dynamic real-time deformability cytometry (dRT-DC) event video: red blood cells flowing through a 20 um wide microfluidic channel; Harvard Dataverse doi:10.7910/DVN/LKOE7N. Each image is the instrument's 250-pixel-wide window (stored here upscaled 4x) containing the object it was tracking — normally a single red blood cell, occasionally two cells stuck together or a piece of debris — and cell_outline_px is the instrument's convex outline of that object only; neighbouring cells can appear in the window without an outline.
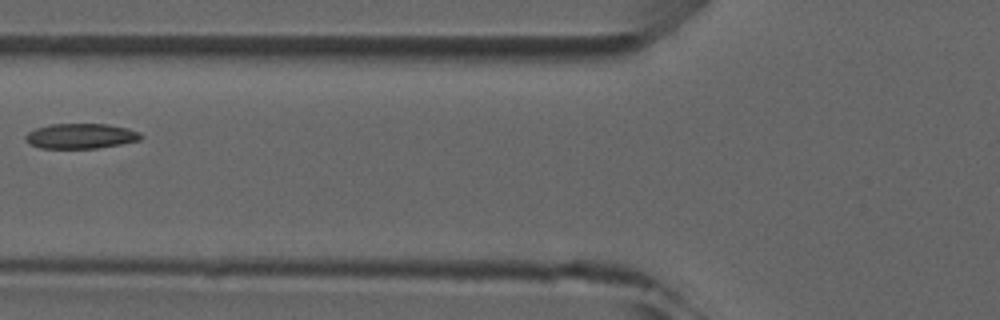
{"species": "common noctule bat (a hibernating species)", "species_latin": "Nyctalus noctula", "temperature_condition": "room temperature", "stored_images_in_passage": 5, "camera_frame_rate_fps": 3000, "um_per_image_px": 0.085, "animal": {"sex": "male", "forearm_length_mm": 52.5}, "frame": {"image": 1, "passage_image": 5, "time_ms": 4.333, "image_size_px": [1000, 320], "cell_outline_px": [[144, 136], [140, 140], [120, 144], [96, 148], [40, 148], [28, 144], [24, 140], [24, 136], [28, 132], [36, 128], [52, 124], [108, 124], [128, 128], [140, 132]], "centroid_in_image_um": [6.85, 11.56], "position_along_channel_um": 118.9, "area_um2": 16.99}}